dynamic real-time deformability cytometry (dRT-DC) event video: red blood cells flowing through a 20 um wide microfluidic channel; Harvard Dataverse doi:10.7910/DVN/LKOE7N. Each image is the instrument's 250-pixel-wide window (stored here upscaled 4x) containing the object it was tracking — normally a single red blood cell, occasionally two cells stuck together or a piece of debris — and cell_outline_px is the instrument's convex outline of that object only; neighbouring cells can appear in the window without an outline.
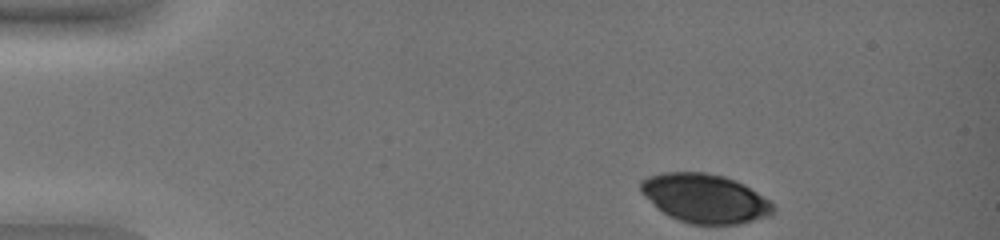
{"species": "common noctule bat (a hibernating species)", "species_latin": "Nyctalus noctula", "temperature_condition": "warm", "stored_images_in_passage": 11, "camera_frame_rate_fps": 3000, "um_per_image_px": 0.085, "animal": {"sex": "female", "body_mass_g": 19.0, "forearm_length_mm": 51.5}, "frame": {"image": 1, "passage_image": 1, "time_ms": 0.0, "image_size_px": [1000, 240], "cell_outline_px": [[776, 208], [772, 216], [740, 224], [692, 224], [668, 216], [656, 208], [640, 192], [640, 180], [648, 176], [664, 172], [704, 172], [724, 176], [736, 180], [744, 184], [768, 200]], "centroid_in_image_um": [59.91, 16.86], "position_along_channel_um": 25.1, "area_um2": 38.03}}